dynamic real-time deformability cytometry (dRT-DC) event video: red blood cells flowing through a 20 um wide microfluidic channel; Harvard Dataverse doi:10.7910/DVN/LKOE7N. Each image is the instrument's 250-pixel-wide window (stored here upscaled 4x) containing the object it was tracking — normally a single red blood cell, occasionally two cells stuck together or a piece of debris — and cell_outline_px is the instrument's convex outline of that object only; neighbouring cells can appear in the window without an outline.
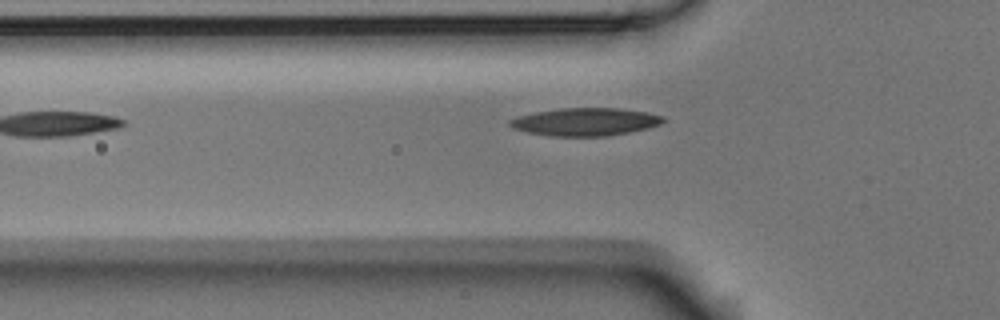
{"species": "Egyptian fruit bat (a non-hibernating species)", "species_latin": "Rousettus aegyptiacus", "temperature_condition": "room temperature", "stored_images_in_passage": 3, "camera_frame_rate_fps": 3000, "um_per_image_px": 0.085, "animal": {"sex": "male"}, "frame": {"image": 1, "passage_image": 2, "time_ms": 0.333, "image_size_px": [1000, 320], "cell_outline_px": [[668, 120], [660, 124], [648, 128], [608, 136], [552, 136], [528, 132], [512, 128], [508, 124], [508, 120], [516, 116], [536, 112], [560, 108], [620, 108], [648, 112], [664, 116]], "centroid_in_image_um": [49.77, 10.35], "position_along_channel_um": 76.0, "area_um2": 25.03}}
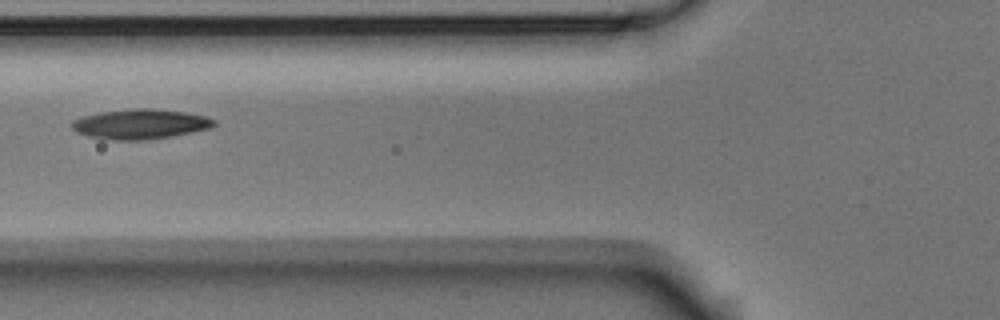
{"frame": {"image": 2, "passage_image": 3, "time_ms": 0.667, "image_size_px": [1000, 320], "cell_outline_px": [[216, 124], [212, 128], [172, 136], [148, 140], [112, 140], [88, 136], [76, 132], [68, 124], [72, 120], [84, 116], [100, 112], [136, 108], [152, 108], [184, 112], [204, 116], [216, 120]], "centroid_in_image_um": [11.91, 10.55], "position_along_channel_um": 113.9, "area_um2": 24.91}}